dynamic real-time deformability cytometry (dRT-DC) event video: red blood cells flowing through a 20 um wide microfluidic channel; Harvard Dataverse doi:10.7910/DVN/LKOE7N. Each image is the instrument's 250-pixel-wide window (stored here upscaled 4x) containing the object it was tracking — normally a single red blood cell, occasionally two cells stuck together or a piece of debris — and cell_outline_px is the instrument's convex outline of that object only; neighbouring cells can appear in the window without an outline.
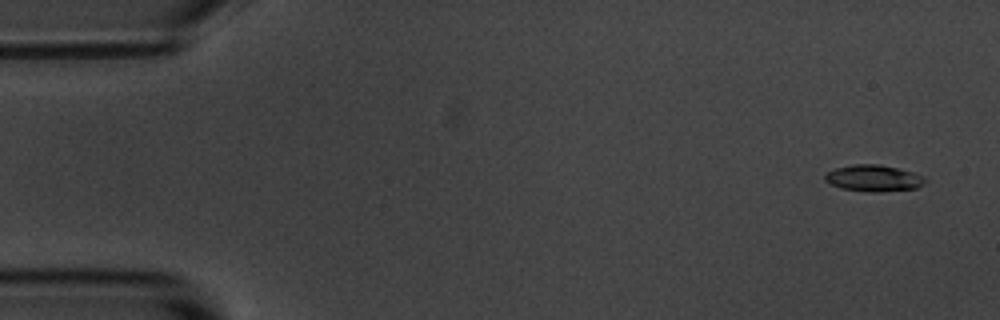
{"species": "common noctule bat (a hibernating species)", "species_latin": "Nyctalus noctula", "temperature_condition": "room temperature", "stored_images_in_passage": 4, "camera_frame_rate_fps": 3000, "um_per_image_px": 0.085, "animal": {"sex": "male", "body_mass_g": 20.1, "forearm_length_mm": 53.5}, "frame": {"image": 1, "passage_image": 1, "time_ms": 0.0, "image_size_px": [1000, 320], "cell_outline_px": [[928, 180], [924, 184], [916, 188], [880, 192], [872, 192], [840, 188], [824, 180], [824, 176], [828, 172], [836, 168], [852, 164], [880, 164], [912, 172], [924, 176]], "centroid_in_image_um": [74.28, 15.14], "position_along_channel_um": 10.7, "area_um2": 15.43}}
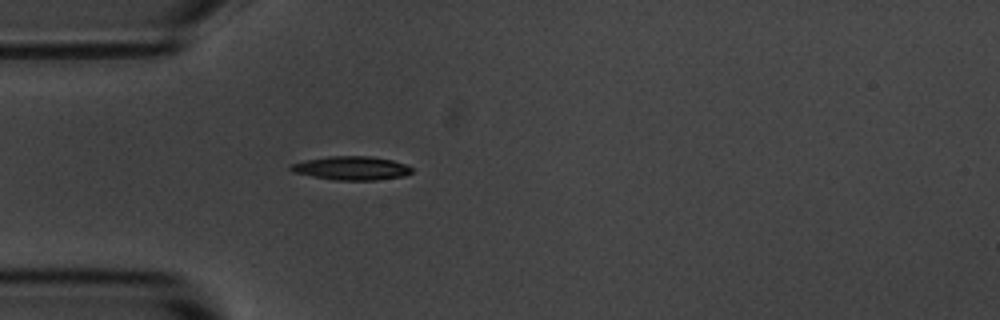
{"frame": {"image": 2, "passage_image": 4, "time_ms": 4.333, "image_size_px": [1000, 320], "cell_outline_px": [[412, 172], [404, 176], [376, 180], [332, 180], [292, 172], [288, 168], [292, 164], [304, 160], [328, 156], [372, 156], [392, 160], [404, 164], [412, 168]], "centroid_in_image_um": [29.85, 14.29], "position_along_channel_um": 55.2, "area_um2": 16.76}}